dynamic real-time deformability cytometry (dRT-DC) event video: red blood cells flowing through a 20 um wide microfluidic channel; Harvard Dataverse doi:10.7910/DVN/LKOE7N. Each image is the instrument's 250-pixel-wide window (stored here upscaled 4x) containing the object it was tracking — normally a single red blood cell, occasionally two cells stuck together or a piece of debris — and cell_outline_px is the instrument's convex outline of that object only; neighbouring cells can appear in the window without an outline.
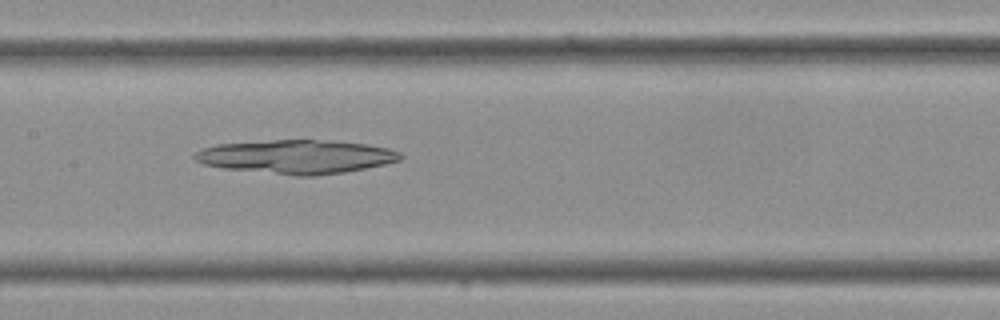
{"species": "Egyptian fruit bat (a non-hibernating species)", "species_latin": "Rousettus aegyptiacus", "temperature_condition": "cold", "stored_images_in_passage": 26, "camera_frame_rate_fps": 3000, "um_per_image_px": 0.085, "frame": {"image": 1, "passage_image": 8, "time_ms": 2.333, "image_size_px": [1000, 320], "cell_outline_px": [[404, 156], [400, 160], [384, 164], [344, 172], [316, 176], [296, 176], [224, 168], [204, 164], [196, 160], [192, 156], [196, 152], [204, 148], [216, 144], [272, 140], [316, 140], [364, 144], [388, 148], [400, 152]], "centroid_in_image_um": [25.18, 13.33], "position_along_channel_um": 182.2, "area_um2": 40.11}}
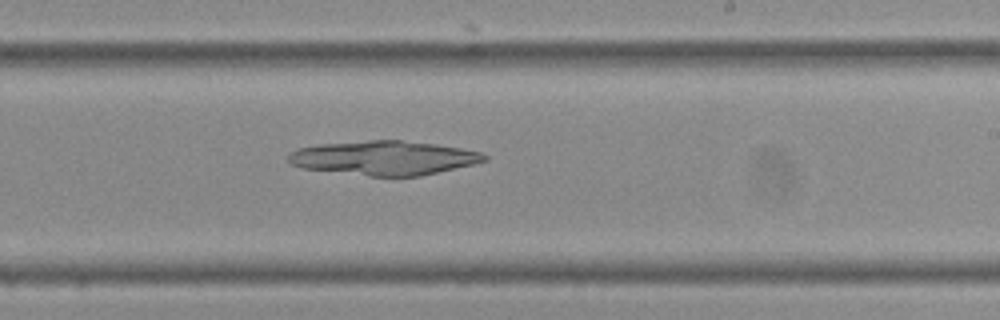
{"frame": {"image": 2, "passage_image": 12, "time_ms": 3.667, "image_size_px": [1000, 320], "cell_outline_px": [[488, 160], [476, 164], [420, 176], [372, 176], [300, 168], [288, 164], [288, 156], [296, 148], [320, 144], [372, 140], [400, 140], [436, 144], [460, 148], [480, 152], [488, 156]], "centroid_in_image_um": [32.64, 13.42], "position_along_channel_um": 256.4, "area_um2": 39.13}}